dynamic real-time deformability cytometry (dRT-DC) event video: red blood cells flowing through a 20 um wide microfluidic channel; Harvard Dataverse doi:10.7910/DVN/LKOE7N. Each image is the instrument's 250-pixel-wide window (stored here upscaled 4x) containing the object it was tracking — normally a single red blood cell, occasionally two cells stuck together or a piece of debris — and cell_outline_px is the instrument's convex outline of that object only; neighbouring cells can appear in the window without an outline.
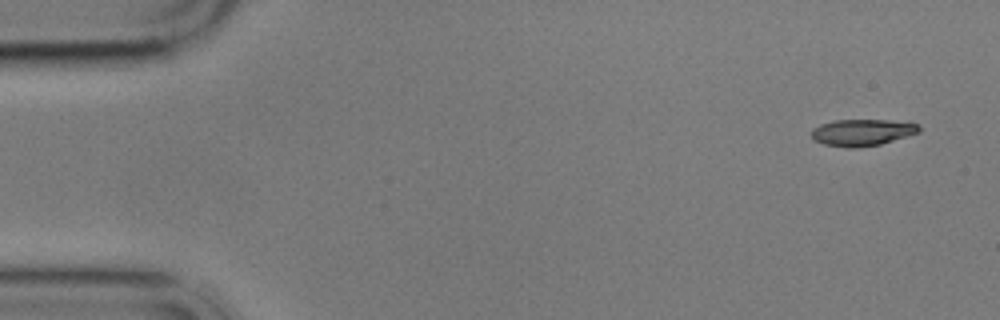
{"species": "common noctule bat (a hibernating species)", "species_latin": "Nyctalus noctula", "temperature_condition": "cold", "stored_images_in_passage": 4, "camera_frame_rate_fps": 3000, "um_per_image_px": 0.085, "animal": {"sex": "male", "body_mass_g": 17.9}, "frame": {"image": 1, "passage_image": 1, "time_ms": 0.0, "image_size_px": [1000, 320], "cell_outline_px": [[920, 132], [880, 144], [856, 148], [848, 148], [824, 144], [816, 140], [812, 136], [812, 128], [820, 124], [832, 120], [888, 120], [920, 124]], "centroid_in_image_um": [73.28, 11.25], "position_along_channel_um": 11.7, "area_um2": 16.65}}
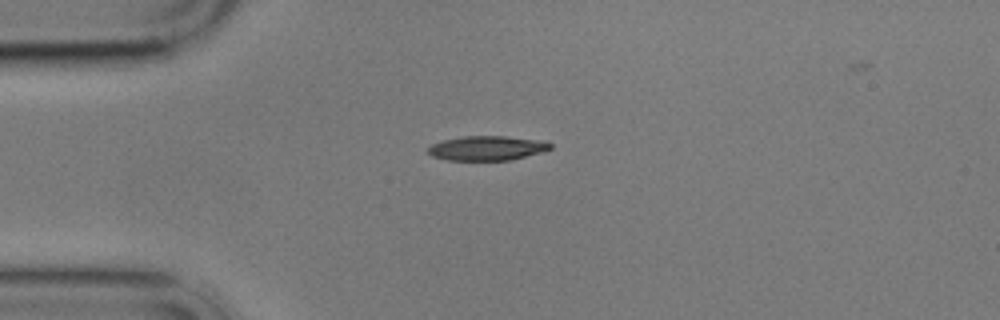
{"frame": {"image": 2, "passage_image": 4, "time_ms": 3.667, "image_size_px": [1000, 320], "cell_outline_px": [[552, 148], [544, 152], [508, 160], [448, 160], [432, 156], [428, 152], [428, 148], [432, 144], [444, 140], [464, 136], [504, 136], [544, 140], [552, 144]], "centroid_in_image_um": [41.44, 12.59], "position_along_channel_um": 43.6, "area_um2": 17.46}}